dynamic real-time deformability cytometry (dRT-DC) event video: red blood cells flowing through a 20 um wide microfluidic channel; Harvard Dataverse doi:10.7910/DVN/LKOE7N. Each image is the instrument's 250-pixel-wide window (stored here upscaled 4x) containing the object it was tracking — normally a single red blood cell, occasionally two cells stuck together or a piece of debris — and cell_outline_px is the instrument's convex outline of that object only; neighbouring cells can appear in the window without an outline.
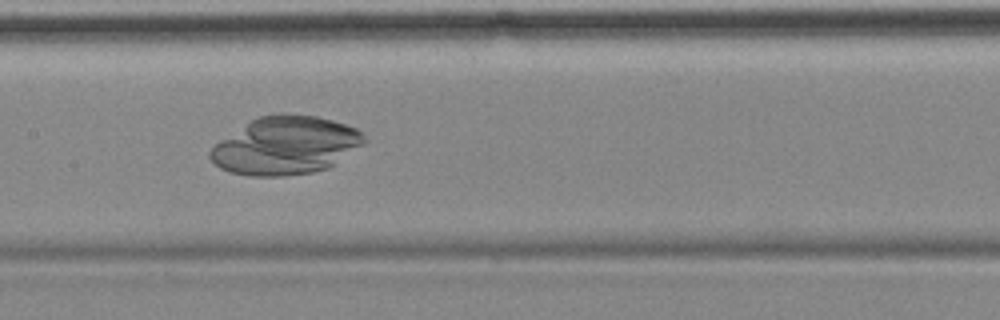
{"species": "common noctule bat (a hibernating species)", "species_latin": "Nyctalus noctula", "temperature_condition": "cold", "stored_images_in_passage": 9, "camera_frame_rate_fps": 3000, "um_per_image_px": 0.085, "animal": {"sex": "female", "body_mass_g": 18.4}, "frame": {"image": 1, "passage_image": 8, "time_ms": 8.333, "image_size_px": [1000, 320], "cell_outline_px": [[368, 140], [364, 144], [328, 168], [312, 172], [284, 176], [252, 176], [232, 172], [220, 168], [208, 156], [208, 152], [220, 140], [252, 120], [260, 116], [280, 112], [288, 112], [316, 116], [332, 120], [356, 128]], "centroid_in_image_um": [24.29, 12.36], "position_along_channel_um": 183.1, "area_um2": 51.85}}
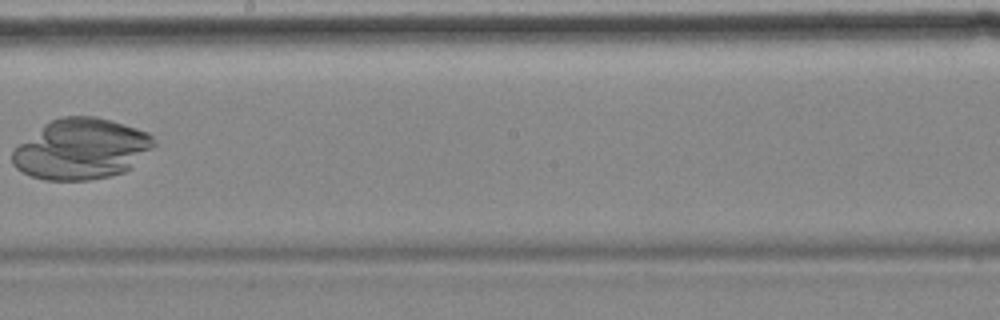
{"frame": {"image": 2, "passage_image": 9, "time_ms": 10.0, "image_size_px": [1000, 320], "cell_outline_px": [[156, 144], [152, 148], [124, 172], [108, 176], [88, 180], [44, 180], [32, 176], [16, 168], [12, 164], [12, 148], [44, 124], [52, 120], [64, 116], [96, 116], [112, 120], [148, 132], [156, 140]], "centroid_in_image_um": [6.88, 12.65], "position_along_channel_um": 241.3, "area_um2": 49.94}}